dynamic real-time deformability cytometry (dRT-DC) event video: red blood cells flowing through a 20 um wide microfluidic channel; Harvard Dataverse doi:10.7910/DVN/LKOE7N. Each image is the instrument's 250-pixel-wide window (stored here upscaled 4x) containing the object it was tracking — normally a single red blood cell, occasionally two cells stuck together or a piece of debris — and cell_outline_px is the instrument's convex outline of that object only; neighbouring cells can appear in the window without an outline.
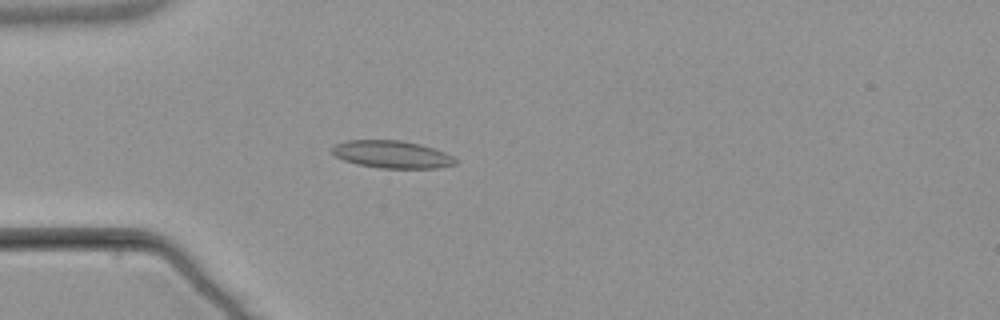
{"species": "common noctule bat (a hibernating species)", "species_latin": "Nyctalus noctula", "temperature_condition": "warm", "stored_images_in_passage": 4, "camera_frame_rate_fps": 3000, "um_per_image_px": 0.085, "animal": {"sex": "male", "body_mass_g": 21.5, "forearm_length_mm": 52.0}, "frame": {"image": 1, "passage_image": 3, "time_ms": 2.667, "image_size_px": [1000, 320], "cell_outline_px": [[456, 164], [436, 168], [380, 168], [356, 164], [344, 160], [336, 156], [332, 152], [332, 148], [336, 144], [348, 140], [400, 140], [420, 144], [444, 152], [452, 156], [456, 160]], "centroid_in_image_um": [33.3, 13.12], "position_along_channel_um": 51.7, "area_um2": 19.59}}